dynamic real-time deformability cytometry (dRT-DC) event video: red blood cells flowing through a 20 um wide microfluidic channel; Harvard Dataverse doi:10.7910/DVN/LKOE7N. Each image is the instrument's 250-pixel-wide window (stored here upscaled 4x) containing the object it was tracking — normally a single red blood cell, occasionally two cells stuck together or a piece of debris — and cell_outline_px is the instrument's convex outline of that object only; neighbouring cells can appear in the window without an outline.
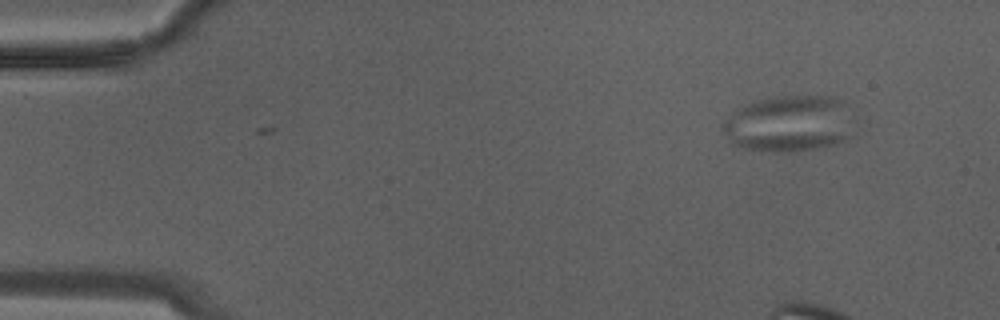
{"species": "Egyptian fruit bat (a non-hibernating species)", "species_latin": "Rousettus aegyptiacus", "temperature_condition": "warm", "stored_images_in_passage": 2, "camera_frame_rate_fps": 3000, "um_per_image_px": 0.085, "animal": {"sex": "male"}, "frame": {"image": 1, "passage_image": 2, "time_ms": 0.333, "image_size_px": [1000, 320], "cell_outline_px": [[860, 120], [856, 132], [852, 136], [844, 140], [832, 144], [816, 148], [780, 152], [772, 152], [744, 148], [732, 144], [728, 140], [720, 128], [720, 124], [732, 112], [744, 104], [752, 100], [768, 96], [836, 96]], "centroid_in_image_um": [67.14, 10.49], "position_along_channel_um": 17.9, "area_um2": 44.62}}